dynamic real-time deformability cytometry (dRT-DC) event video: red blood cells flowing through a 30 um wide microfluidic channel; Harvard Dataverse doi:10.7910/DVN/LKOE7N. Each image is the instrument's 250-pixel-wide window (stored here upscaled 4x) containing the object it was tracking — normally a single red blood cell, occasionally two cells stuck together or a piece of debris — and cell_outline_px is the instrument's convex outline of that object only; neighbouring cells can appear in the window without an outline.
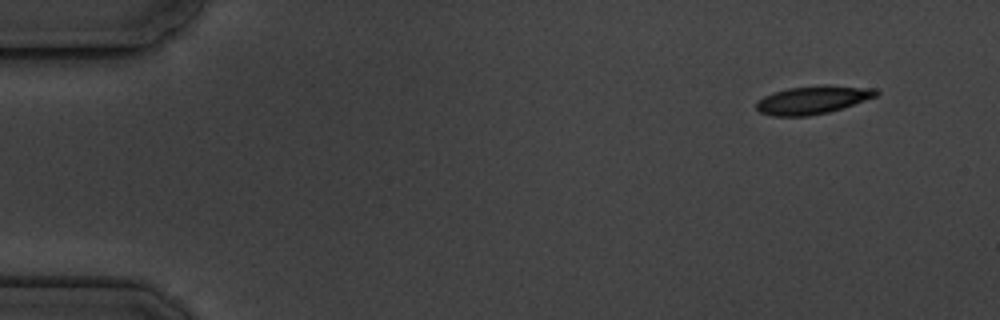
{"species": "common noctule bat (a hibernating species)", "species_latin": "Nyctalus noctula", "temperature_condition": "cold", "stored_images_in_passage": 5, "camera_frame_rate_fps": 3000, "um_per_image_px": 0.085, "animal": {"sex": "male", "body_mass_g": 19.5, "forearm_length_mm": 54.6}, "frame": {"image": 1, "passage_image": 1, "time_ms": 0.0, "image_size_px": [1000, 320], "cell_outline_px": [[880, 92], [876, 96], [828, 112], [808, 116], [772, 116], [760, 112], [756, 108], [756, 104], [764, 96], [772, 92], [788, 88], [824, 84], [832, 84], [876, 88]], "centroid_in_image_um": [69.09, 8.46], "position_along_channel_um": 15.9, "area_um2": 19.71}}
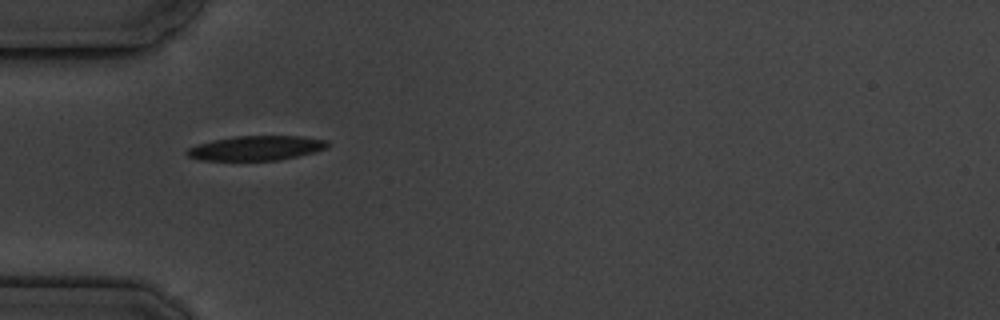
{"frame": {"image": 2, "passage_image": 4, "time_ms": 4.333, "image_size_px": [1000, 320], "cell_outline_px": [[328, 148], [316, 152], [276, 160], [200, 160], [188, 156], [184, 152], [188, 148], [212, 140], [236, 136], [304, 136], [328, 140]], "centroid_in_image_um": [21.81, 12.58], "position_along_channel_um": 63.2, "area_um2": 20.11}}